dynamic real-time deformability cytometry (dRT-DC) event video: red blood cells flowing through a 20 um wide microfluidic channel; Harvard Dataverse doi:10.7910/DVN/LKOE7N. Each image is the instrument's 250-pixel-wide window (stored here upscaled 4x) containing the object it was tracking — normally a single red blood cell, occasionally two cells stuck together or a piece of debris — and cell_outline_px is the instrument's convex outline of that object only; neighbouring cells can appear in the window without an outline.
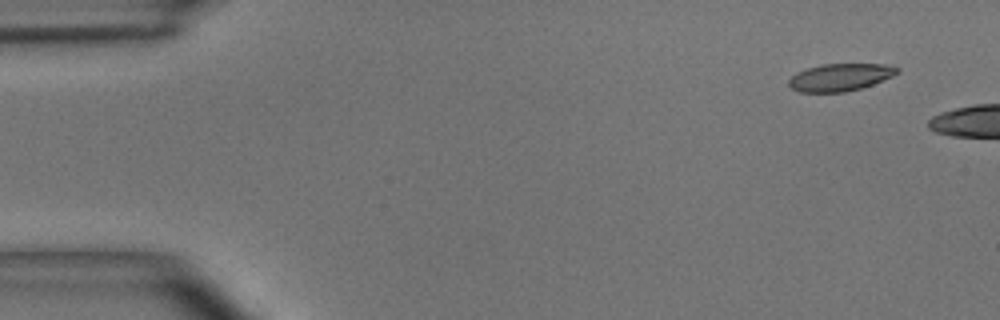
{"species": "common noctule bat (a hibernating species)", "species_latin": "Nyctalus noctula", "temperature_condition": "room temperature", "stored_images_in_passage": 3, "camera_frame_rate_fps": 3000, "um_per_image_px": 0.085, "animal": {"sex": "male", "body_mass_g": 15.6}, "frame": {"image": 1, "passage_image": 1, "time_ms": 0.0, "image_size_px": [1000, 320], "cell_outline_px": [[900, 72], [892, 76], [872, 84], [860, 88], [844, 92], [800, 92], [792, 88], [788, 84], [788, 80], [796, 72], [804, 68], [820, 64], [884, 64], [900, 68]], "centroid_in_image_um": [71.38, 6.55], "position_along_channel_um": 13.6, "area_um2": 17.34}}